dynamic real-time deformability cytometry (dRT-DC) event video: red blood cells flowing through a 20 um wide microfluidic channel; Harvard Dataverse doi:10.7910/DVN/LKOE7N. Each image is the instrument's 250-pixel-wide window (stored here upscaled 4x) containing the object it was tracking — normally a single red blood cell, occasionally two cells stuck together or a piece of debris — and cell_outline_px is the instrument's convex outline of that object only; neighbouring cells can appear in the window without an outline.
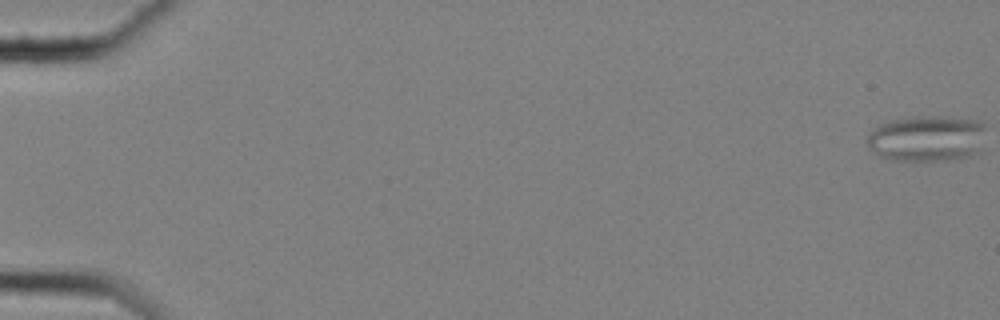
{"species": "common noctule bat (a hibernating species)", "species_latin": "Nyctalus noctula", "temperature_condition": "cold", "stored_images_in_passage": 8, "camera_frame_rate_fps": 3000, "um_per_image_px": 0.085, "animal": {"sex": "female", "body_mass_g": 25.1}, "frame": {"image": 1, "passage_image": 1, "time_ms": 0.0, "image_size_px": [1000, 320], "cell_outline_px": [[984, 128], [980, 148], [972, 156], [956, 160], [892, 160], [880, 156], [868, 148], [868, 136], [880, 124], [888, 120], [920, 116], [944, 116], [980, 120], [984, 124]], "centroid_in_image_um": [78.8, 11.76], "position_along_channel_um": 6.2, "area_um2": 31.96}}